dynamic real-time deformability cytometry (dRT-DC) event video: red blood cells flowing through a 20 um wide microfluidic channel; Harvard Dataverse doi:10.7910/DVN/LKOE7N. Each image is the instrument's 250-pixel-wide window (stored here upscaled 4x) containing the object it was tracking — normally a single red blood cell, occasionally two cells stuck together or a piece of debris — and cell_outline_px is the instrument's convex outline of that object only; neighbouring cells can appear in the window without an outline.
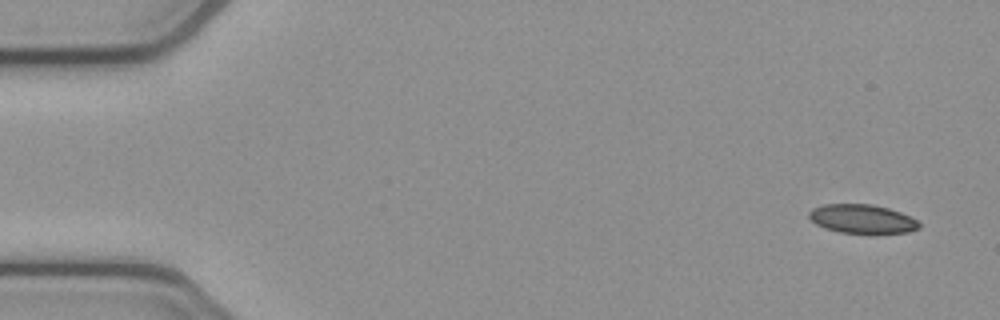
{"species": "common noctule bat (a hibernating species)", "species_latin": "Nyctalus noctula", "temperature_condition": "cold", "stored_images_in_passage": 4, "camera_frame_rate_fps": 3000, "um_per_image_px": 0.085, "animal": {"sex": "female", "body_mass_g": 21.9}, "frame": {"image": 1, "passage_image": 1, "time_ms": 0.0, "image_size_px": [1000, 320], "cell_outline_px": [[920, 228], [908, 232], [840, 232], [824, 228], [816, 224], [808, 216], [808, 212], [812, 208], [824, 204], [872, 204], [888, 208], [900, 212], [916, 220], [920, 224]], "centroid_in_image_um": [73.24, 18.58], "position_along_channel_um": 11.8, "area_um2": 18.21}}
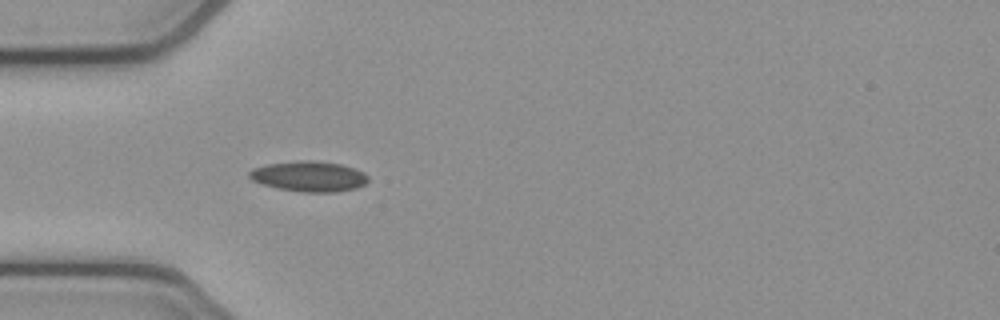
{"frame": {"image": 2, "passage_image": 4, "time_ms": 1.0, "image_size_px": [1000, 320], "cell_outline_px": [[368, 180], [364, 184], [356, 188], [336, 192], [300, 192], [276, 188], [252, 180], [248, 176], [248, 172], [252, 168], [264, 164], [300, 160], [312, 160], [340, 164], [356, 168], [364, 172], [368, 176]], "centroid_in_image_um": [26.25, 14.98], "position_along_channel_um": 58.8, "area_um2": 21.27}}